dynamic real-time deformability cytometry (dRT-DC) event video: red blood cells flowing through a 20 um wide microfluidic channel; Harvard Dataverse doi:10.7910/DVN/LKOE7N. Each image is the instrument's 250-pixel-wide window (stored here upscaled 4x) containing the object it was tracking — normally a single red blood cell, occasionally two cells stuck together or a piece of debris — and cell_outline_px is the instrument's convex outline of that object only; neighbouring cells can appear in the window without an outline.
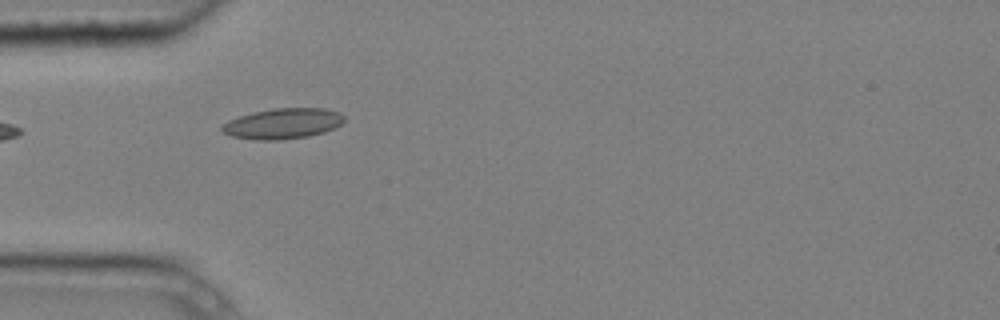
{"species": "common noctule bat (a hibernating species)", "species_latin": "Nyctalus noctula", "temperature_condition": "cold", "stored_images_in_passage": 4, "camera_frame_rate_fps": 3000, "um_per_image_px": 0.085, "animal": {"sex": "male", "body_mass_g": 20.4}, "frame": {"image": 1, "passage_image": 3, "time_ms": 0.667, "image_size_px": [1000, 320], "cell_outline_px": [[344, 120], [340, 124], [324, 132], [308, 136], [280, 140], [260, 140], [232, 136], [224, 132], [220, 128], [228, 120], [252, 112], [272, 108], [324, 108], [340, 112], [344, 116]], "centroid_in_image_um": [24.04, 10.49], "position_along_channel_um": 61.0, "area_um2": 21.62}}
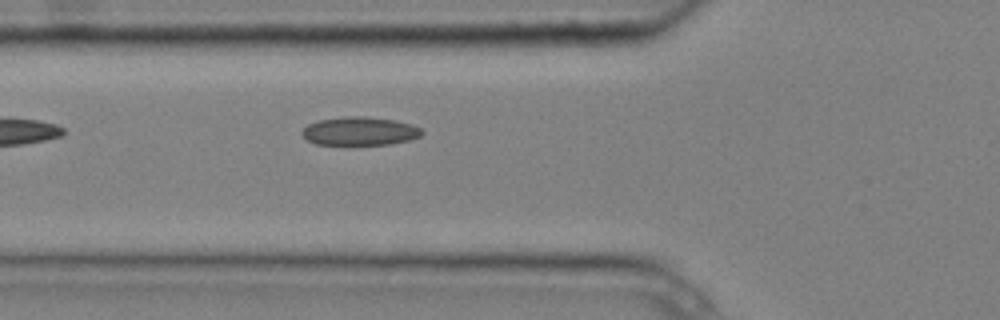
{"frame": {"image": 2, "passage_image": 4, "time_ms": 1.0, "image_size_px": [1000, 320], "cell_outline_px": [[424, 132], [420, 136], [408, 140], [392, 144], [316, 144], [308, 140], [300, 132], [308, 124], [316, 120], [348, 116], [364, 116], [392, 120], [412, 124], [420, 128]], "centroid_in_image_um": [30.57, 11.14], "position_along_channel_um": 95.2, "area_um2": 19.71}}